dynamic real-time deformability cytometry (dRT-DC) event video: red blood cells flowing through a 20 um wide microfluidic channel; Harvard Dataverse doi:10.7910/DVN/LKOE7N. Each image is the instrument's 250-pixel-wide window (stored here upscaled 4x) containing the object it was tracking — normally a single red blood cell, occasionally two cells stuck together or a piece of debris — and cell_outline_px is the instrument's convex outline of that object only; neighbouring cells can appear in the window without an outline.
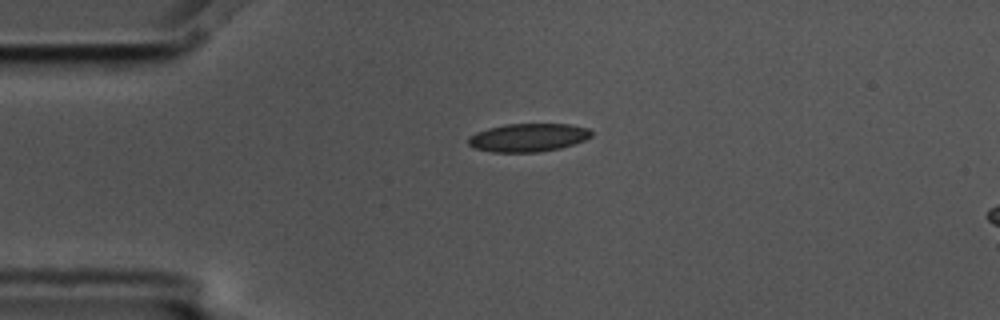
{"species": "common noctule bat (a hibernating species)", "species_latin": "Nyctalus noctula", "temperature_condition": "cold", "stored_images_in_passage": 5, "camera_frame_rate_fps": 3000, "um_per_image_px": 0.085, "animal": {"sex": "male", "body_mass_g": 17.5, "forearm_length_mm": 52.3}, "frame": {"image": 1, "passage_image": 5, "time_ms": 1.333, "image_size_px": [1000, 320], "cell_outline_px": [[592, 136], [584, 140], [560, 148], [540, 152], [492, 152], [476, 148], [468, 144], [468, 136], [476, 132], [488, 128], [504, 124], [568, 124], [588, 128], [592, 132]], "centroid_in_image_um": [44.88, 11.69], "position_along_channel_um": 40.1, "area_um2": 20.23}}